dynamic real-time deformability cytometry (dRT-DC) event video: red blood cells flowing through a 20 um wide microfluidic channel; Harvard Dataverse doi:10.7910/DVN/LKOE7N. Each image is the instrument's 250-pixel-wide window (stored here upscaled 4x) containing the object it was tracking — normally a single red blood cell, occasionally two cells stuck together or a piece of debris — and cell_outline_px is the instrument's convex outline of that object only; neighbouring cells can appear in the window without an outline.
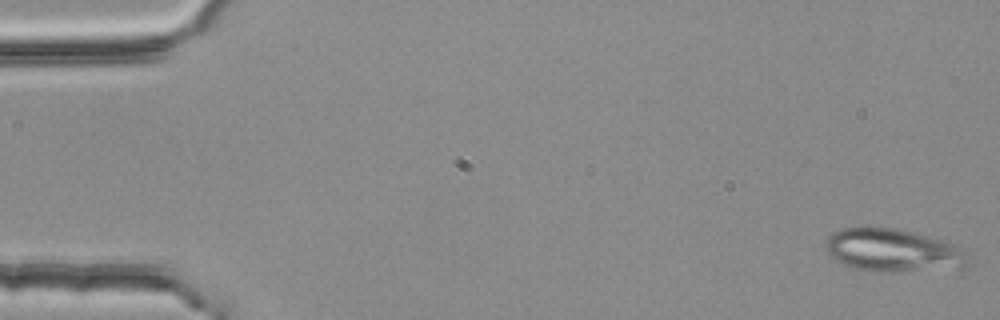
{"species": "common noctule bat (a hibernating species)", "species_latin": "Nyctalus noctula", "temperature_condition": "room temperature", "stored_images_in_passage": 3, "segment_of_instrument_passage": [2, 2], "camera_frame_rate_fps": 3000, "um_per_image_px": 0.085, "animal": {"sex": "female", "body_mass_g": 25.1}, "frame": {"image": 1, "passage_image": 3, "time_ms": 0.667, "image_size_px": [1000, 320], "cell_outline_px": [[968, 268], [880, 272], [856, 268], [844, 264], [832, 256], [828, 252], [824, 244], [824, 240], [832, 232], [844, 228], [896, 228], [940, 240], [952, 244], [968, 252]], "centroid_in_image_um": [75.92, 21.29], "position_along_channel_um": 9.1, "area_um2": 35.32}}